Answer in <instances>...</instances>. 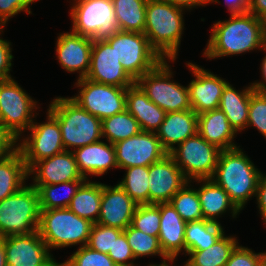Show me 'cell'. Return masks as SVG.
<instances>
[{"label":"cell","mask_w":266,"mask_h":266,"mask_svg":"<svg viewBox=\"0 0 266 266\" xmlns=\"http://www.w3.org/2000/svg\"><path fill=\"white\" fill-rule=\"evenodd\" d=\"M211 31L203 54L209 59L262 50L266 45V22L248 11L216 22Z\"/></svg>","instance_id":"6da1fadb"},{"label":"cell","mask_w":266,"mask_h":266,"mask_svg":"<svg viewBox=\"0 0 266 266\" xmlns=\"http://www.w3.org/2000/svg\"><path fill=\"white\" fill-rule=\"evenodd\" d=\"M261 175L262 172L237 147L221 150L211 179L227 192L230 200L241 211L245 203L256 196Z\"/></svg>","instance_id":"7a4b0ae2"},{"label":"cell","mask_w":266,"mask_h":266,"mask_svg":"<svg viewBox=\"0 0 266 266\" xmlns=\"http://www.w3.org/2000/svg\"><path fill=\"white\" fill-rule=\"evenodd\" d=\"M185 9L161 0H148L144 34L164 60L175 61L184 29Z\"/></svg>","instance_id":"3957f363"},{"label":"cell","mask_w":266,"mask_h":266,"mask_svg":"<svg viewBox=\"0 0 266 266\" xmlns=\"http://www.w3.org/2000/svg\"><path fill=\"white\" fill-rule=\"evenodd\" d=\"M47 110L58 120L65 151L98 142L102 138V120L71 98L56 97Z\"/></svg>","instance_id":"277c9868"},{"label":"cell","mask_w":266,"mask_h":266,"mask_svg":"<svg viewBox=\"0 0 266 266\" xmlns=\"http://www.w3.org/2000/svg\"><path fill=\"white\" fill-rule=\"evenodd\" d=\"M93 223L69 208L40 210L38 232L49 249L87 245Z\"/></svg>","instance_id":"5b68a950"},{"label":"cell","mask_w":266,"mask_h":266,"mask_svg":"<svg viewBox=\"0 0 266 266\" xmlns=\"http://www.w3.org/2000/svg\"><path fill=\"white\" fill-rule=\"evenodd\" d=\"M39 195L32 185L0 201V236L25 235L38 231Z\"/></svg>","instance_id":"8992f818"},{"label":"cell","mask_w":266,"mask_h":266,"mask_svg":"<svg viewBox=\"0 0 266 266\" xmlns=\"http://www.w3.org/2000/svg\"><path fill=\"white\" fill-rule=\"evenodd\" d=\"M104 39L114 48L123 68L135 81L163 60L144 33L117 30Z\"/></svg>","instance_id":"52a82bcc"},{"label":"cell","mask_w":266,"mask_h":266,"mask_svg":"<svg viewBox=\"0 0 266 266\" xmlns=\"http://www.w3.org/2000/svg\"><path fill=\"white\" fill-rule=\"evenodd\" d=\"M166 60H162L154 69L147 72L135 83L148 98L166 113L191 110L188 87L171 81V69Z\"/></svg>","instance_id":"ba28073f"},{"label":"cell","mask_w":266,"mask_h":266,"mask_svg":"<svg viewBox=\"0 0 266 266\" xmlns=\"http://www.w3.org/2000/svg\"><path fill=\"white\" fill-rule=\"evenodd\" d=\"M37 101L33 100L14 79L0 81V127L19 141L22 131L34 122ZM36 107V108H35Z\"/></svg>","instance_id":"9c48e42d"},{"label":"cell","mask_w":266,"mask_h":266,"mask_svg":"<svg viewBox=\"0 0 266 266\" xmlns=\"http://www.w3.org/2000/svg\"><path fill=\"white\" fill-rule=\"evenodd\" d=\"M220 152L217 146L208 143L196 133L169 154L190 182L192 179H211L215 173Z\"/></svg>","instance_id":"30bf717a"},{"label":"cell","mask_w":266,"mask_h":266,"mask_svg":"<svg viewBox=\"0 0 266 266\" xmlns=\"http://www.w3.org/2000/svg\"><path fill=\"white\" fill-rule=\"evenodd\" d=\"M74 1L70 11L73 33L91 39H104L118 30L112 0Z\"/></svg>","instance_id":"8fae6325"},{"label":"cell","mask_w":266,"mask_h":266,"mask_svg":"<svg viewBox=\"0 0 266 266\" xmlns=\"http://www.w3.org/2000/svg\"><path fill=\"white\" fill-rule=\"evenodd\" d=\"M76 85L81 90L70 98L100 120L126 109L127 88L101 84L87 78L78 79Z\"/></svg>","instance_id":"7c38bea8"},{"label":"cell","mask_w":266,"mask_h":266,"mask_svg":"<svg viewBox=\"0 0 266 266\" xmlns=\"http://www.w3.org/2000/svg\"><path fill=\"white\" fill-rule=\"evenodd\" d=\"M31 135L17 143L28 170L37 162L65 151L58 120L47 111L44 123L33 122L28 129Z\"/></svg>","instance_id":"4fadbf2b"},{"label":"cell","mask_w":266,"mask_h":266,"mask_svg":"<svg viewBox=\"0 0 266 266\" xmlns=\"http://www.w3.org/2000/svg\"><path fill=\"white\" fill-rule=\"evenodd\" d=\"M114 48L105 39H93L87 79L111 86L128 88L135 80L120 63Z\"/></svg>","instance_id":"5bb4252c"},{"label":"cell","mask_w":266,"mask_h":266,"mask_svg":"<svg viewBox=\"0 0 266 266\" xmlns=\"http://www.w3.org/2000/svg\"><path fill=\"white\" fill-rule=\"evenodd\" d=\"M113 145L116 163L121 169L150 166L168 154L163 149L156 132L141 131Z\"/></svg>","instance_id":"9a60e30c"},{"label":"cell","mask_w":266,"mask_h":266,"mask_svg":"<svg viewBox=\"0 0 266 266\" xmlns=\"http://www.w3.org/2000/svg\"><path fill=\"white\" fill-rule=\"evenodd\" d=\"M7 266H59L38 231L4 237Z\"/></svg>","instance_id":"2e32d148"},{"label":"cell","mask_w":266,"mask_h":266,"mask_svg":"<svg viewBox=\"0 0 266 266\" xmlns=\"http://www.w3.org/2000/svg\"><path fill=\"white\" fill-rule=\"evenodd\" d=\"M187 66L195 76L187 86L192 110L199 115L219 109L221 95L229 82L196 64L187 63Z\"/></svg>","instance_id":"e0dca14e"},{"label":"cell","mask_w":266,"mask_h":266,"mask_svg":"<svg viewBox=\"0 0 266 266\" xmlns=\"http://www.w3.org/2000/svg\"><path fill=\"white\" fill-rule=\"evenodd\" d=\"M189 182L170 154L149 166V204L170 202Z\"/></svg>","instance_id":"ac0fdd59"},{"label":"cell","mask_w":266,"mask_h":266,"mask_svg":"<svg viewBox=\"0 0 266 266\" xmlns=\"http://www.w3.org/2000/svg\"><path fill=\"white\" fill-rule=\"evenodd\" d=\"M137 203L117 184H102L98 224L125 230L132 223Z\"/></svg>","instance_id":"d6986e66"},{"label":"cell","mask_w":266,"mask_h":266,"mask_svg":"<svg viewBox=\"0 0 266 266\" xmlns=\"http://www.w3.org/2000/svg\"><path fill=\"white\" fill-rule=\"evenodd\" d=\"M56 52L58 61L68 72H79L78 79L86 78L90 69L93 39L65 32L57 37Z\"/></svg>","instance_id":"ffe728a7"},{"label":"cell","mask_w":266,"mask_h":266,"mask_svg":"<svg viewBox=\"0 0 266 266\" xmlns=\"http://www.w3.org/2000/svg\"><path fill=\"white\" fill-rule=\"evenodd\" d=\"M29 176L33 177L34 184L50 185L60 184L73 180H87L78 170L72 150L64 151L49 158L37 161L29 170Z\"/></svg>","instance_id":"44dd1931"},{"label":"cell","mask_w":266,"mask_h":266,"mask_svg":"<svg viewBox=\"0 0 266 266\" xmlns=\"http://www.w3.org/2000/svg\"><path fill=\"white\" fill-rule=\"evenodd\" d=\"M198 115L191 110L166 113L165 119L156 131L163 149L169 154L174 144L180 145L197 133Z\"/></svg>","instance_id":"7402d4cb"},{"label":"cell","mask_w":266,"mask_h":266,"mask_svg":"<svg viewBox=\"0 0 266 266\" xmlns=\"http://www.w3.org/2000/svg\"><path fill=\"white\" fill-rule=\"evenodd\" d=\"M78 170L81 175L87 178L89 175H103L109 169L118 168L116 163L115 148L112 143L109 145L103 141L88 144L72 151Z\"/></svg>","instance_id":"603a6c76"},{"label":"cell","mask_w":266,"mask_h":266,"mask_svg":"<svg viewBox=\"0 0 266 266\" xmlns=\"http://www.w3.org/2000/svg\"><path fill=\"white\" fill-rule=\"evenodd\" d=\"M160 208L159 243L167 257H176L179 252H185V227L184 221L170 202L158 203Z\"/></svg>","instance_id":"cb8c5ba5"},{"label":"cell","mask_w":266,"mask_h":266,"mask_svg":"<svg viewBox=\"0 0 266 266\" xmlns=\"http://www.w3.org/2000/svg\"><path fill=\"white\" fill-rule=\"evenodd\" d=\"M197 133L220 150L239 147L233 142L237 132L220 109L206 111L198 115Z\"/></svg>","instance_id":"d4e9b609"},{"label":"cell","mask_w":266,"mask_h":266,"mask_svg":"<svg viewBox=\"0 0 266 266\" xmlns=\"http://www.w3.org/2000/svg\"><path fill=\"white\" fill-rule=\"evenodd\" d=\"M126 110L133 115L142 131L155 132L165 119L166 112L153 103L135 83L127 88Z\"/></svg>","instance_id":"484cf974"},{"label":"cell","mask_w":266,"mask_h":266,"mask_svg":"<svg viewBox=\"0 0 266 266\" xmlns=\"http://www.w3.org/2000/svg\"><path fill=\"white\" fill-rule=\"evenodd\" d=\"M196 182H203L197 189V194L202 208L204 220L219 223L218 216L231 210L232 217L240 212L235 204L230 200L227 192L218 186L212 179H196Z\"/></svg>","instance_id":"4316f807"},{"label":"cell","mask_w":266,"mask_h":266,"mask_svg":"<svg viewBox=\"0 0 266 266\" xmlns=\"http://www.w3.org/2000/svg\"><path fill=\"white\" fill-rule=\"evenodd\" d=\"M254 90L253 85H250L238 92L230 83L223 90L219 109L224 112L236 132L247 128L250 96Z\"/></svg>","instance_id":"83f0119b"},{"label":"cell","mask_w":266,"mask_h":266,"mask_svg":"<svg viewBox=\"0 0 266 266\" xmlns=\"http://www.w3.org/2000/svg\"><path fill=\"white\" fill-rule=\"evenodd\" d=\"M28 176V168L18 148L0 160V201L22 189Z\"/></svg>","instance_id":"f1b7e54d"},{"label":"cell","mask_w":266,"mask_h":266,"mask_svg":"<svg viewBox=\"0 0 266 266\" xmlns=\"http://www.w3.org/2000/svg\"><path fill=\"white\" fill-rule=\"evenodd\" d=\"M102 183L85 181L71 199L68 208L81 218L97 223L100 214Z\"/></svg>","instance_id":"f546056e"},{"label":"cell","mask_w":266,"mask_h":266,"mask_svg":"<svg viewBox=\"0 0 266 266\" xmlns=\"http://www.w3.org/2000/svg\"><path fill=\"white\" fill-rule=\"evenodd\" d=\"M224 234L219 223L208 220L190 221L185 227V253L205 250Z\"/></svg>","instance_id":"4dcf8cb0"},{"label":"cell","mask_w":266,"mask_h":266,"mask_svg":"<svg viewBox=\"0 0 266 266\" xmlns=\"http://www.w3.org/2000/svg\"><path fill=\"white\" fill-rule=\"evenodd\" d=\"M148 0H112L118 30L144 33Z\"/></svg>","instance_id":"1f68e13d"},{"label":"cell","mask_w":266,"mask_h":266,"mask_svg":"<svg viewBox=\"0 0 266 266\" xmlns=\"http://www.w3.org/2000/svg\"><path fill=\"white\" fill-rule=\"evenodd\" d=\"M237 245L235 237L223 234L205 250L186 252L190 256L187 263L189 266H225Z\"/></svg>","instance_id":"d6a6232c"},{"label":"cell","mask_w":266,"mask_h":266,"mask_svg":"<svg viewBox=\"0 0 266 266\" xmlns=\"http://www.w3.org/2000/svg\"><path fill=\"white\" fill-rule=\"evenodd\" d=\"M137 120L126 109L102 120V137L115 144L141 132Z\"/></svg>","instance_id":"836d02e7"},{"label":"cell","mask_w":266,"mask_h":266,"mask_svg":"<svg viewBox=\"0 0 266 266\" xmlns=\"http://www.w3.org/2000/svg\"><path fill=\"white\" fill-rule=\"evenodd\" d=\"M86 180H73L68 182H62L60 184H50V185H32L37 189L39 195V207L40 210H48L54 208H68L71 199L77 193L79 187ZM63 187L67 193L59 196V191ZM58 187H61L60 189Z\"/></svg>","instance_id":"e575fe53"},{"label":"cell","mask_w":266,"mask_h":266,"mask_svg":"<svg viewBox=\"0 0 266 266\" xmlns=\"http://www.w3.org/2000/svg\"><path fill=\"white\" fill-rule=\"evenodd\" d=\"M126 174L118 185L138 204H149V166L125 168Z\"/></svg>","instance_id":"d590c367"},{"label":"cell","mask_w":266,"mask_h":266,"mask_svg":"<svg viewBox=\"0 0 266 266\" xmlns=\"http://www.w3.org/2000/svg\"><path fill=\"white\" fill-rule=\"evenodd\" d=\"M187 182L170 200V204L186 221H198L204 219L202 208L197 194V189L190 188Z\"/></svg>","instance_id":"8d00e7d4"},{"label":"cell","mask_w":266,"mask_h":266,"mask_svg":"<svg viewBox=\"0 0 266 266\" xmlns=\"http://www.w3.org/2000/svg\"><path fill=\"white\" fill-rule=\"evenodd\" d=\"M135 259L144 256L160 255L163 259L168 258L162 251L158 236H150L129 225L124 231Z\"/></svg>","instance_id":"74e56055"},{"label":"cell","mask_w":266,"mask_h":266,"mask_svg":"<svg viewBox=\"0 0 266 266\" xmlns=\"http://www.w3.org/2000/svg\"><path fill=\"white\" fill-rule=\"evenodd\" d=\"M131 225L150 236H158L160 230L159 206L157 204L137 205Z\"/></svg>","instance_id":"f35d334b"},{"label":"cell","mask_w":266,"mask_h":266,"mask_svg":"<svg viewBox=\"0 0 266 266\" xmlns=\"http://www.w3.org/2000/svg\"><path fill=\"white\" fill-rule=\"evenodd\" d=\"M122 232L123 230L121 229L95 223L92 225L86 246L92 250L108 254L115 240Z\"/></svg>","instance_id":"ab89813d"},{"label":"cell","mask_w":266,"mask_h":266,"mask_svg":"<svg viewBox=\"0 0 266 266\" xmlns=\"http://www.w3.org/2000/svg\"><path fill=\"white\" fill-rule=\"evenodd\" d=\"M59 266H116V264L108 254L92 250L85 245L80 246L67 261L59 263Z\"/></svg>","instance_id":"60d3db41"},{"label":"cell","mask_w":266,"mask_h":266,"mask_svg":"<svg viewBox=\"0 0 266 266\" xmlns=\"http://www.w3.org/2000/svg\"><path fill=\"white\" fill-rule=\"evenodd\" d=\"M253 126L266 138V92L254 90L250 96L247 127Z\"/></svg>","instance_id":"b9f144b4"},{"label":"cell","mask_w":266,"mask_h":266,"mask_svg":"<svg viewBox=\"0 0 266 266\" xmlns=\"http://www.w3.org/2000/svg\"><path fill=\"white\" fill-rule=\"evenodd\" d=\"M225 266H266V252L255 253L238 244Z\"/></svg>","instance_id":"7bdbcfd3"},{"label":"cell","mask_w":266,"mask_h":266,"mask_svg":"<svg viewBox=\"0 0 266 266\" xmlns=\"http://www.w3.org/2000/svg\"><path fill=\"white\" fill-rule=\"evenodd\" d=\"M108 256L116 266H134L132 261L128 262L131 259L135 260V257L124 232L117 237L112 249L108 252Z\"/></svg>","instance_id":"ee69618b"},{"label":"cell","mask_w":266,"mask_h":266,"mask_svg":"<svg viewBox=\"0 0 266 266\" xmlns=\"http://www.w3.org/2000/svg\"><path fill=\"white\" fill-rule=\"evenodd\" d=\"M34 1L37 0H0V33L10 17L22 11L30 15V5L33 4Z\"/></svg>","instance_id":"f6af8a7d"},{"label":"cell","mask_w":266,"mask_h":266,"mask_svg":"<svg viewBox=\"0 0 266 266\" xmlns=\"http://www.w3.org/2000/svg\"><path fill=\"white\" fill-rule=\"evenodd\" d=\"M11 43L7 40L0 38V81L12 79L10 68L12 67V49L10 48Z\"/></svg>","instance_id":"bcb514c9"},{"label":"cell","mask_w":266,"mask_h":266,"mask_svg":"<svg viewBox=\"0 0 266 266\" xmlns=\"http://www.w3.org/2000/svg\"><path fill=\"white\" fill-rule=\"evenodd\" d=\"M17 141L2 127H0V160L6 158L16 148Z\"/></svg>","instance_id":"7dc6e473"},{"label":"cell","mask_w":266,"mask_h":266,"mask_svg":"<svg viewBox=\"0 0 266 266\" xmlns=\"http://www.w3.org/2000/svg\"><path fill=\"white\" fill-rule=\"evenodd\" d=\"M257 204L259 208V213L261 214L263 220L266 224V175L262 174L258 183L257 188Z\"/></svg>","instance_id":"c3c4849f"},{"label":"cell","mask_w":266,"mask_h":266,"mask_svg":"<svg viewBox=\"0 0 266 266\" xmlns=\"http://www.w3.org/2000/svg\"><path fill=\"white\" fill-rule=\"evenodd\" d=\"M161 1L168 2L171 5H175L188 10L195 6H203V5L205 6L210 2L219 3L218 0H161Z\"/></svg>","instance_id":"681fc988"},{"label":"cell","mask_w":266,"mask_h":266,"mask_svg":"<svg viewBox=\"0 0 266 266\" xmlns=\"http://www.w3.org/2000/svg\"><path fill=\"white\" fill-rule=\"evenodd\" d=\"M248 12L266 22V0H249Z\"/></svg>","instance_id":"f907efd6"},{"label":"cell","mask_w":266,"mask_h":266,"mask_svg":"<svg viewBox=\"0 0 266 266\" xmlns=\"http://www.w3.org/2000/svg\"><path fill=\"white\" fill-rule=\"evenodd\" d=\"M231 14L248 11L249 0H225Z\"/></svg>","instance_id":"816d5d0a"},{"label":"cell","mask_w":266,"mask_h":266,"mask_svg":"<svg viewBox=\"0 0 266 266\" xmlns=\"http://www.w3.org/2000/svg\"><path fill=\"white\" fill-rule=\"evenodd\" d=\"M266 51V45L264 46V49ZM261 72H262V78L264 79L265 82H255L252 83L253 87L255 90L266 92V56L262 59V64H261Z\"/></svg>","instance_id":"f5cc1de1"},{"label":"cell","mask_w":266,"mask_h":266,"mask_svg":"<svg viewBox=\"0 0 266 266\" xmlns=\"http://www.w3.org/2000/svg\"><path fill=\"white\" fill-rule=\"evenodd\" d=\"M0 266H7L4 237L0 236Z\"/></svg>","instance_id":"db71d44e"},{"label":"cell","mask_w":266,"mask_h":266,"mask_svg":"<svg viewBox=\"0 0 266 266\" xmlns=\"http://www.w3.org/2000/svg\"><path fill=\"white\" fill-rule=\"evenodd\" d=\"M174 259H176V257H168L166 259H163L161 264H150L149 266H169L166 261L168 260L169 262H174ZM184 266H189V264L187 263V261H185Z\"/></svg>","instance_id":"11a10c76"}]
</instances>
